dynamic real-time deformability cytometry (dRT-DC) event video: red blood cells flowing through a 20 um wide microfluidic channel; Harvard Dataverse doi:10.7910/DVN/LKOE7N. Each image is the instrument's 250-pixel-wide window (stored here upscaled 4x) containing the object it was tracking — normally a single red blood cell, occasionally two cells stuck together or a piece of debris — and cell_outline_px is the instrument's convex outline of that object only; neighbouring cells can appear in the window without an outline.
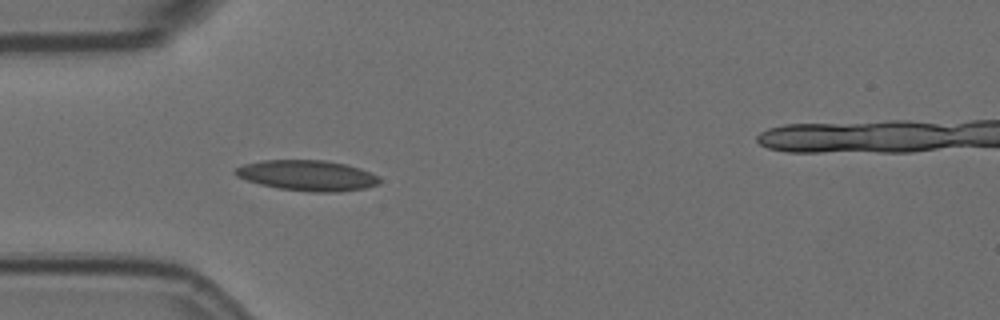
{"species": "Egyptian fruit bat (a non-hibernating species)", "species_latin": "Rousettus aegyptiacus", "temperature_condition": "room temperature", "stored_images_in_passage": 6, "camera_frame_rate_fps": 3000, "um_per_image_px": 0.085, "animal": {"sex": "female"}, "frame": {"image": 1, "passage_image": 5, "time_ms": 1.333, "image_size_px": [1000, 320], "cell_outline_px": [[380, 184], [368, 188], [340, 192], [308, 192], [276, 188], [260, 184], [236, 176], [232, 172], [236, 168], [244, 164], [264, 160], [324, 160], [344, 164], [360, 168], [380, 176]], "centroid_in_image_um": [26.16, 14.93], "position_along_channel_um": 58.8, "area_um2": 25.89}}